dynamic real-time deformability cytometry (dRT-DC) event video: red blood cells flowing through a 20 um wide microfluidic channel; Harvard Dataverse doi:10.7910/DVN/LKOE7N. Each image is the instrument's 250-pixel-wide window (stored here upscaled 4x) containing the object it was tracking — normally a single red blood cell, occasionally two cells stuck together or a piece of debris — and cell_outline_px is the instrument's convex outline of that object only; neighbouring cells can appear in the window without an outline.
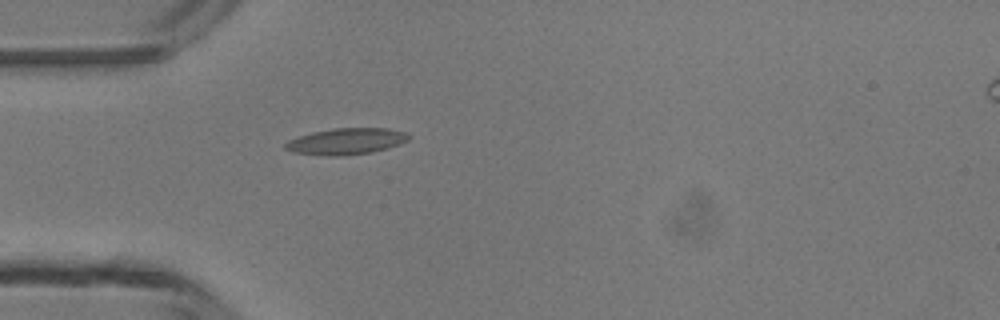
{"species": "common noctule bat (a hibernating species)", "species_latin": "Nyctalus noctula", "temperature_condition": "room temperature", "stored_images_in_passage": 4, "camera_frame_rate_fps": 3000, "um_per_image_px": 0.085, "animal": {"sex": "male", "body_mass_g": 13.3}, "frame": {"image": 1, "passage_image": 4, "time_ms": 3.667, "image_size_px": [1000, 320], "cell_outline_px": [[412, 136], [408, 140], [400, 144], [372, 152], [344, 156], [324, 156], [292, 152], [284, 148], [284, 144], [288, 140], [312, 132], [332, 128], [388, 128], [404, 132]], "centroid_in_image_um": [29.42, 12.02], "position_along_channel_um": 55.6, "area_um2": 19.07}}